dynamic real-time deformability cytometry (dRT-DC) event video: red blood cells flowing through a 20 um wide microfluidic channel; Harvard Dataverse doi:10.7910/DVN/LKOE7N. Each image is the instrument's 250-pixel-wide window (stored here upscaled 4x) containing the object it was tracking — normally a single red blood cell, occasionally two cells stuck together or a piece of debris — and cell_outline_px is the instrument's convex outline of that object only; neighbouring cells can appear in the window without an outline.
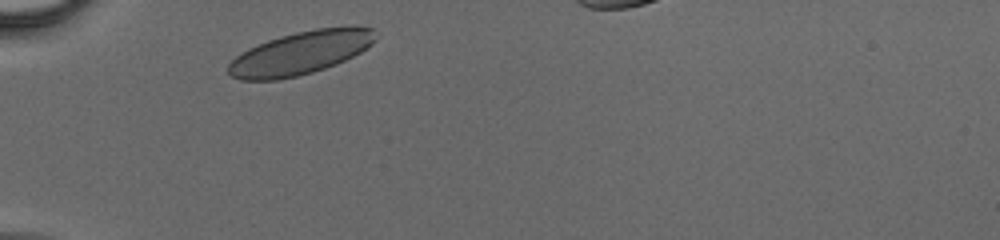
{"species": "human", "species_latin": "Homo sapiens", "temperature_condition": "cold", "stored_images_in_passage": 26, "camera_frame_rate_fps": 3000, "um_per_image_px": 0.085, "donor": {"sex": "male"}, "frame": {"image": 1, "passage_image": 1, "time_ms": 0.0, "image_size_px": [1000, 240], "cell_outline_px": [[380, 36], [372, 44], [360, 52], [336, 64], [312, 72], [296, 76], [276, 80], [240, 80], [232, 76], [228, 72], [228, 64], [240, 52], [248, 48], [268, 40], [296, 32], [316, 28], [352, 24], [376, 28]], "centroid_in_image_um": [25.63, 4.46], "position_along_channel_um": 59.4, "area_um2": 37.51}}
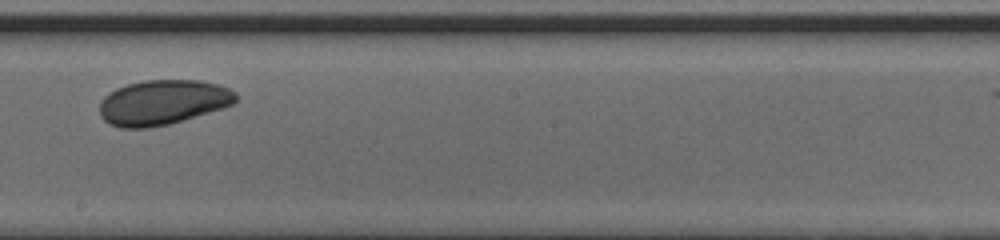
{"frame": {"image": 2, "passage_image": 14, "time_ms": 4.333, "image_size_px": [1000, 240], "cell_outline_px": [[236, 100], [232, 104], [220, 108], [168, 124], [148, 128], [120, 128], [108, 124], [100, 116], [100, 104], [104, 96], [116, 88], [128, 84], [144, 80], [200, 80], [216, 84], [228, 88], [236, 92]], "centroid_in_image_um": [13.78, 8.7], "position_along_channel_um": 234.4, "area_um2": 35.37}}
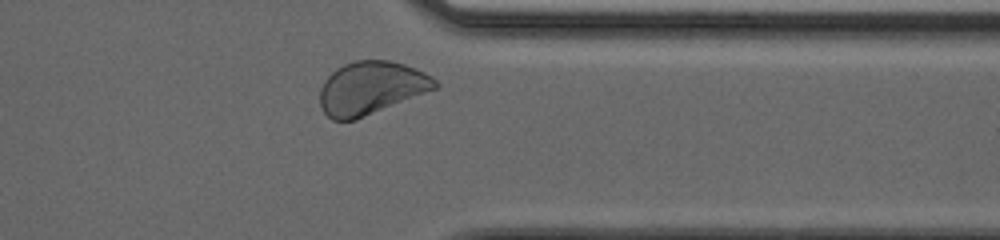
{"frame": {"image": 3, "passage_image": 24, "time_ms": 7.667, "image_size_px": [1000, 240], "cell_outline_px": [[440, 84], [436, 88], [356, 120], [332, 120], [324, 112], [320, 104], [320, 88], [324, 80], [336, 68], [344, 64], [356, 60], [388, 60], [404, 64], [416, 68], [432, 76]], "centroid_in_image_um": [31.53, 7.47], "position_along_channel_um": 379.9, "area_um2": 35.49}}